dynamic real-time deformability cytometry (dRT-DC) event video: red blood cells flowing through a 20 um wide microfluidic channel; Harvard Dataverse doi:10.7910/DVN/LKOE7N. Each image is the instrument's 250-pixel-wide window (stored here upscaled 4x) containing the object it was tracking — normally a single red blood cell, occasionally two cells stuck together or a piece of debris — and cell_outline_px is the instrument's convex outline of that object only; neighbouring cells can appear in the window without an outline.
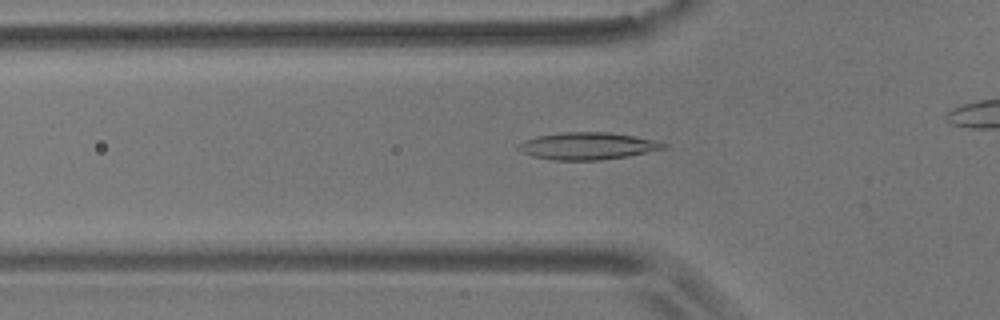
{"species": "common noctule bat (a hibernating species)", "species_latin": "Nyctalus noctula", "temperature_condition": "room temperature", "stored_images_in_passage": 45, "camera_frame_rate_fps": 3000, "um_per_image_px": 0.085, "animal": {"sex": "male", "body_mass_g": 17.9}, "frame": {"image": 1, "passage_image": 18, "time_ms": 5.667, "image_size_px": [1000, 320], "cell_outline_px": [[668, 148], [628, 156], [600, 160], [552, 160], [532, 156], [516, 148], [516, 144], [524, 140], [536, 136], [564, 132], [608, 132], [632, 136], [652, 140], [668, 144]], "centroid_in_image_um": [49.91, 12.41], "position_along_channel_um": 75.9, "area_um2": 22.95}}
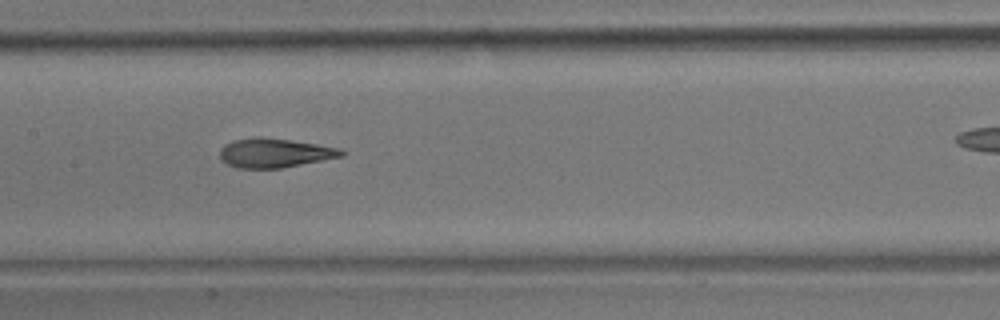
{"frame": {"image": 2, "passage_image": 27, "time_ms": 8.667, "image_size_px": [1000, 320], "cell_outline_px": [[344, 156], [280, 168], [236, 168], [220, 160], [220, 148], [224, 144], [232, 140], [256, 136], [260, 136], [292, 140], [340, 148], [344, 152]], "centroid_in_image_um": [23.3, 12.99], "position_along_channel_um": 184.1, "area_um2": 20.81}}
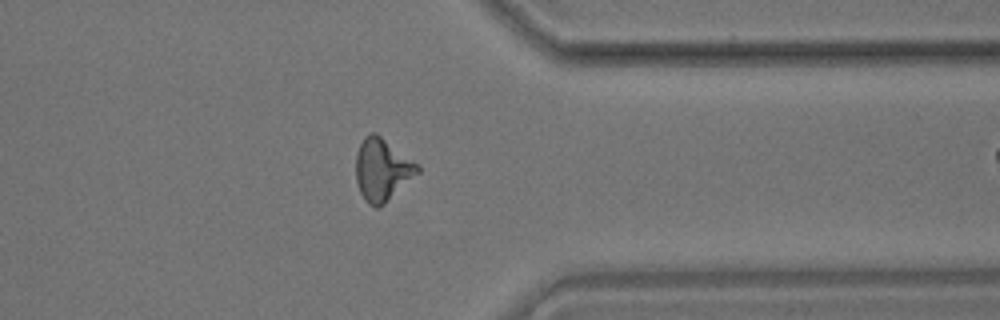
{"frame": {"image": 3, "passage_image": 44, "time_ms": 14.333, "image_size_px": [1000, 320], "cell_outline_px": [[420, 172], [380, 208], [376, 208], [368, 204], [360, 192], [356, 180], [356, 152], [364, 136], [372, 132], [376, 132], [416, 164], [420, 168]], "centroid_in_image_um": [32.46, 14.44], "position_along_channel_um": 378.9, "area_um2": 22.2}}